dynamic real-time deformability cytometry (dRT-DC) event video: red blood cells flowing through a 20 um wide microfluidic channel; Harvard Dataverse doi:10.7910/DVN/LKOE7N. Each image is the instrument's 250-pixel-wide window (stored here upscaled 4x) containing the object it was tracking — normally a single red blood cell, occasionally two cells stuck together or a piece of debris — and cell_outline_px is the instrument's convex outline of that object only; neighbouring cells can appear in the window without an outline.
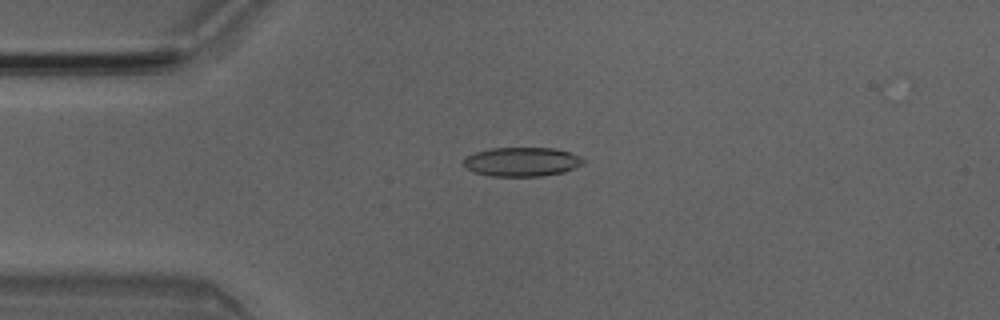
{"species": "Egyptian fruit bat (a non-hibernating species)", "species_latin": "Rousettus aegyptiacus", "temperature_condition": "room temperature", "stored_images_in_passage": 7, "camera_frame_rate_fps": 3000, "um_per_image_px": 0.085, "animal": {"sex": "male"}, "frame": {"image": 1, "passage_image": 4, "time_ms": 1.0, "image_size_px": [1000, 320], "cell_outline_px": [[584, 164], [564, 172], [540, 176], [492, 176], [472, 172], [464, 168], [464, 156], [488, 148], [552, 148], [568, 152], [580, 156], [584, 160]], "centroid_in_image_um": [44.31, 13.75], "position_along_channel_um": 40.7, "area_um2": 20.4}}